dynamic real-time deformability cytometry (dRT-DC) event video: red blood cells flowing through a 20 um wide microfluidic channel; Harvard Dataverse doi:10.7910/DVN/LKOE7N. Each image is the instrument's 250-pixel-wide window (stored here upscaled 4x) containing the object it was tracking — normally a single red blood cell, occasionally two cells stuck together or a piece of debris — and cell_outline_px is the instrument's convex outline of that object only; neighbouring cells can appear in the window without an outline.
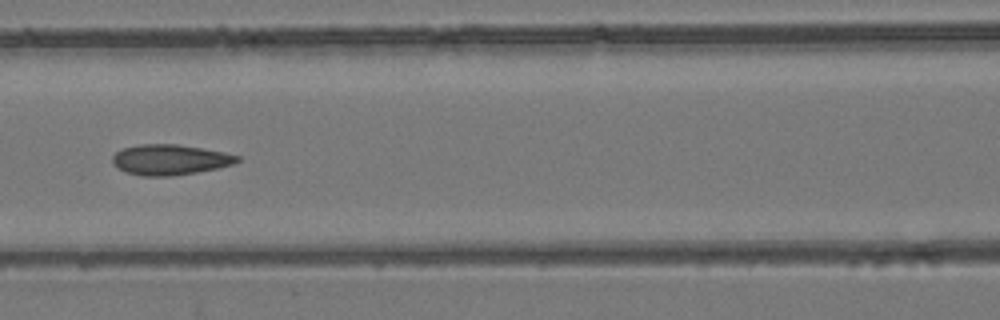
{"species": "common noctule bat (a hibernating species)", "species_latin": "Nyctalus noctula", "temperature_condition": "room temperature", "stored_images_in_passage": 6, "camera_frame_rate_fps": 3000, "um_per_image_px": 0.085, "animal": {"sex": "female", "body_mass_g": 24.6, "forearm_length_mm": 56.2}, "frame": {"image": 1, "passage_image": 6, "time_ms": 6.333, "image_size_px": [1000, 320], "cell_outline_px": [[240, 160], [236, 164], [196, 172], [168, 176], [140, 176], [124, 172], [116, 168], [112, 164], [112, 156], [116, 152], [124, 148], [140, 144], [176, 144], [224, 152], [240, 156]], "centroid_in_image_um": [14.41, 13.58], "position_along_channel_um": 152.2, "area_um2": 22.2}}